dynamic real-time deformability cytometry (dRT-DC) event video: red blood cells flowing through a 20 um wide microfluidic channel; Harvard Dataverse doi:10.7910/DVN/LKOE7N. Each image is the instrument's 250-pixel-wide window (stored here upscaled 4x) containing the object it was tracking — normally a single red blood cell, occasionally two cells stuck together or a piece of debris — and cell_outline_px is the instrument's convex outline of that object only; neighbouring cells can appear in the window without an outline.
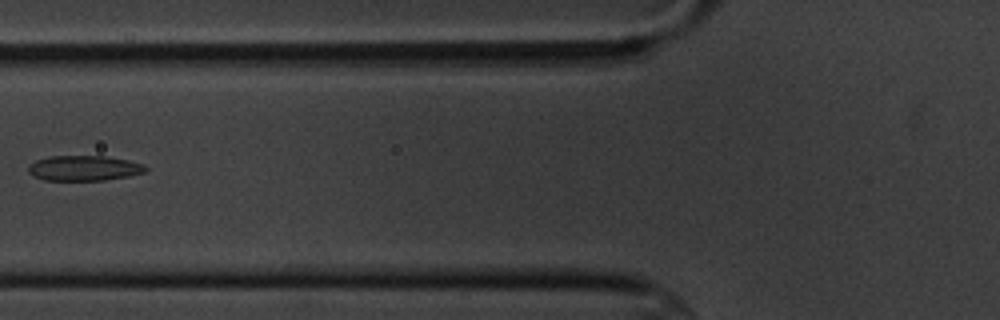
{"species": "common noctule bat (a hibernating species)", "species_latin": "Nyctalus noctula", "temperature_condition": "cold", "stored_images_in_passage": 16, "camera_frame_rate_fps": 3000, "um_per_image_px": 0.085, "animal": {"sex": "male", "body_mass_g": 20.1, "forearm_length_mm": 53.5}, "frame": {"image": 1, "passage_image": 6, "time_ms": 6.0, "image_size_px": [1000, 320], "cell_outline_px": [[148, 168], [144, 172], [128, 176], [104, 180], [44, 180], [32, 176], [28, 172], [28, 164], [36, 160], [52, 156], [104, 156], [128, 160], [144, 164]], "centroid_in_image_um": [7.11, 14.29], "position_along_channel_um": 118.7, "area_um2": 17.22}}
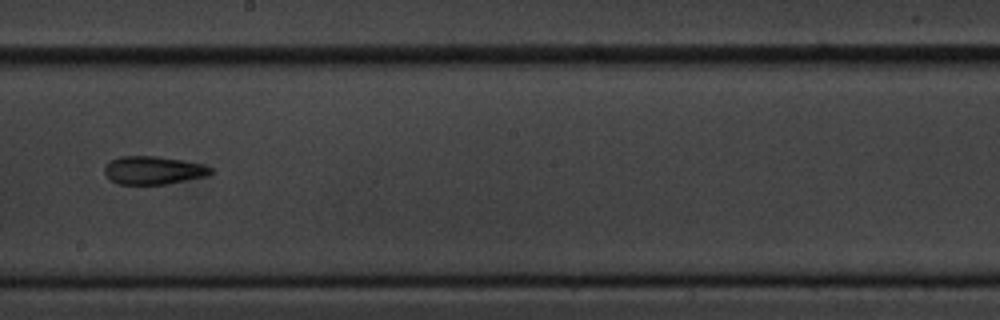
{"frame": {"image": 2, "passage_image": 9, "time_ms": 9.333, "image_size_px": [1000, 320], "cell_outline_px": [[212, 172], [208, 176], [168, 184], [116, 184], [104, 172], [104, 168], [112, 160], [120, 156], [156, 156], [184, 160], [204, 164], [212, 168]], "centroid_in_image_um": [13.08, 14.47], "position_along_channel_um": 235.1, "area_um2": 17.46}}
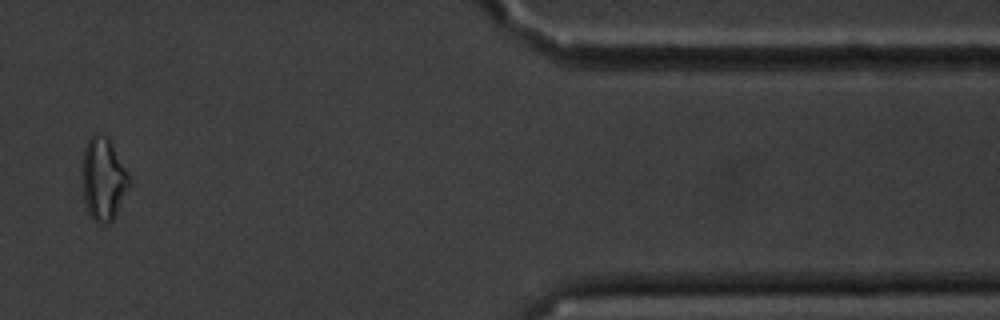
{"frame": {"image": 3, "passage_image": 14, "time_ms": 15.333, "image_size_px": [1000, 320], "cell_outline_px": [[132, 184], [112, 220], [108, 224], [100, 224], [92, 220], [88, 212], [84, 200], [80, 172], [84, 148], [92, 132], [96, 132], [108, 136], [132, 180]], "centroid_in_image_um": [8.77, 15.2], "position_along_channel_um": 402.6, "area_um2": 23.41}, "authors_computed_cell_mechanics": {"area_um2": 18.0336, "velocity_mm_per_s": 3.4965, "shape_relaxation_time_tau1_ms": null, "shape_relaxation_time_tau2_ms": 8.2056, "deformation_change_tau1": null, "deformation_change_tau2": 0.1816}}